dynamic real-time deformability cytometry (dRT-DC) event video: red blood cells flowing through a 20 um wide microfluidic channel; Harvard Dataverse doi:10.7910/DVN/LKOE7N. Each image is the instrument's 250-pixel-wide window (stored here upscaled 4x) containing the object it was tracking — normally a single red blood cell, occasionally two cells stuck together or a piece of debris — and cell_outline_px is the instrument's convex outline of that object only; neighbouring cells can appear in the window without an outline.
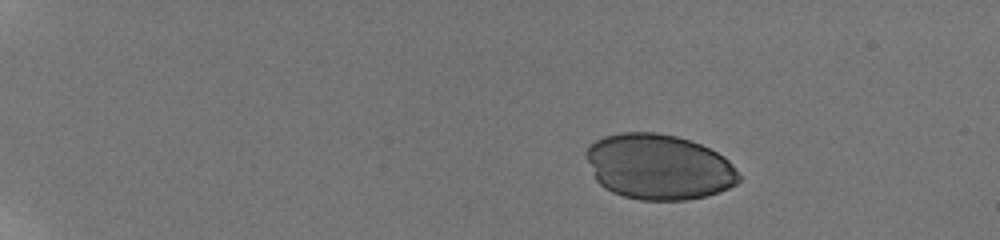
{"species": "human", "species_latin": "Homo sapiens", "temperature_condition": "room temperature", "stored_images_in_passage": 43, "camera_frame_rate_fps": 3000, "um_per_image_px": 0.085, "donor": {"sex": "male"}, "frame": {"image": 1, "passage_image": 1, "time_ms": 0.0, "image_size_px": [1000, 240], "cell_outline_px": [[740, 180], [736, 184], [720, 192], [708, 196], [688, 200], [640, 200], [624, 196], [612, 192], [604, 188], [596, 180], [584, 152], [588, 144], [604, 136], [620, 132], [656, 132], [676, 136], [700, 144], [724, 156], [728, 160], [740, 176]], "centroid_in_image_um": [55.98, 14.18], "position_along_channel_um": 29.0, "area_um2": 58.44}}